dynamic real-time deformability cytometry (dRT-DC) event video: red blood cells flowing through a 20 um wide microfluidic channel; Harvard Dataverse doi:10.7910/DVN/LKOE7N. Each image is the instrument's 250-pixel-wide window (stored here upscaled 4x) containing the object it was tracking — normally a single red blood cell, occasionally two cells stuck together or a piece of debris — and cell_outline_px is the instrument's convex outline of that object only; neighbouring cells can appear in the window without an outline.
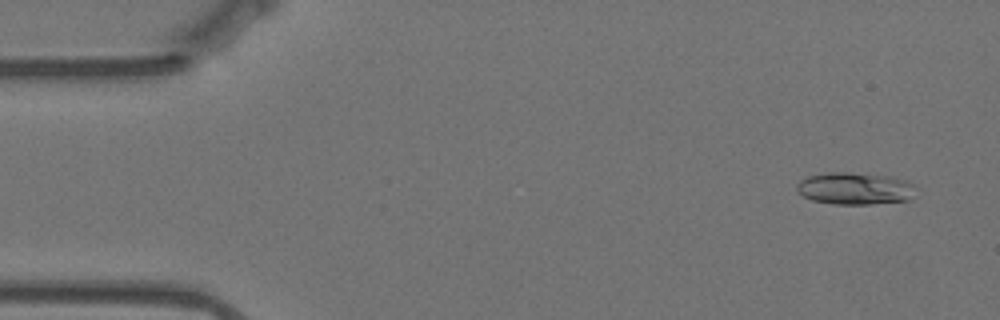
{"species": "Egyptian fruit bat (a non-hibernating species)", "species_latin": "Rousettus aegyptiacus", "temperature_condition": "warm", "stored_images_in_passage": 56, "camera_frame_rate_fps": 3000, "um_per_image_px": 0.085, "animal": {"sex": "female"}, "frame": {"image": 1, "passage_image": 3, "time_ms": 0.667, "image_size_px": [1000, 320], "cell_outline_px": [[912, 184], [908, 200], [872, 204], [832, 204], [812, 200], [804, 196], [796, 188], [796, 184], [800, 180], [808, 176], [828, 172], [844, 172], [888, 176], [908, 180]], "centroid_in_image_um": [72.59, 16.02], "position_along_channel_um": 12.4, "area_um2": 21.91}}
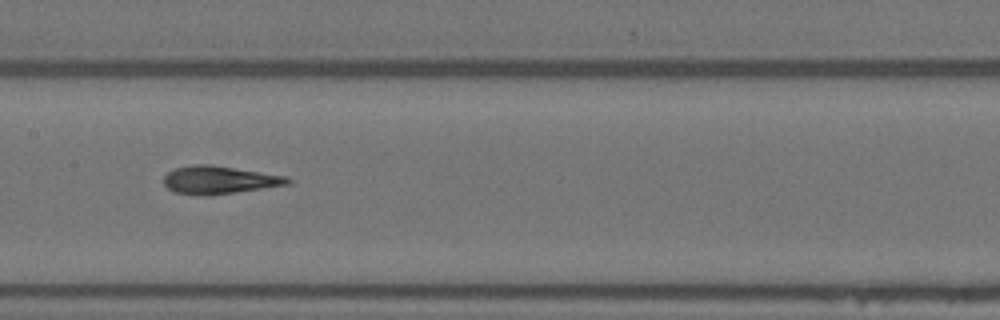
{"frame": {"image": 2, "passage_image": 27, "time_ms": 8.667, "image_size_px": [1000, 320], "cell_outline_px": [[292, 184], [236, 192], [204, 196], [196, 196], [172, 192], [164, 184], [164, 176], [168, 172], [176, 168], [192, 164], [208, 164], [288, 176], [292, 180]], "centroid_in_image_um": [18.64, 15.31], "position_along_channel_um": 188.8, "area_um2": 20.35}}
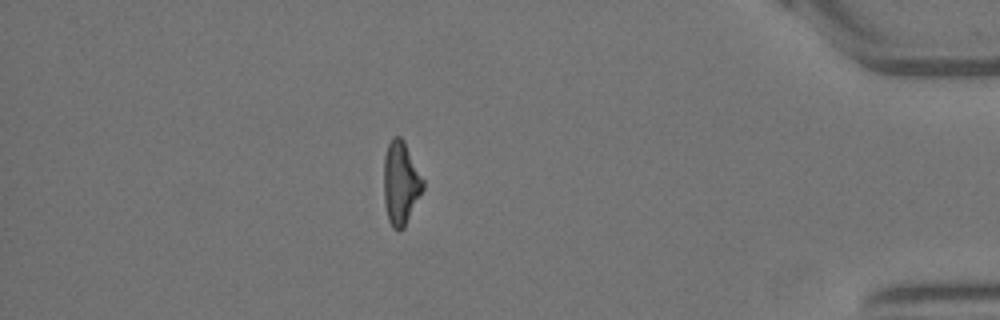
{"frame": {"image": 3, "passage_image": 49, "time_ms": 16.0, "image_size_px": [1000, 320], "cell_outline_px": [[424, 188], [404, 228], [400, 232], [396, 232], [392, 228], [388, 220], [384, 204], [384, 156], [388, 144], [392, 136], [400, 136], [404, 140], [424, 180]], "centroid_in_image_um": [34.05, 15.58], "position_along_channel_um": 401.1, "area_um2": 19.31}, "authors_computed_cell_mechanics": {"area_um2": 19.6231, "velocity_mm_per_s": 3.5236, "shape_relaxation_time_tau1_ms": 11.3757, "shape_relaxation_time_tau2_ms": 2.3234, "deformation_change_tau1": 0.2929, "deformation_change_tau2": 0.1212}}